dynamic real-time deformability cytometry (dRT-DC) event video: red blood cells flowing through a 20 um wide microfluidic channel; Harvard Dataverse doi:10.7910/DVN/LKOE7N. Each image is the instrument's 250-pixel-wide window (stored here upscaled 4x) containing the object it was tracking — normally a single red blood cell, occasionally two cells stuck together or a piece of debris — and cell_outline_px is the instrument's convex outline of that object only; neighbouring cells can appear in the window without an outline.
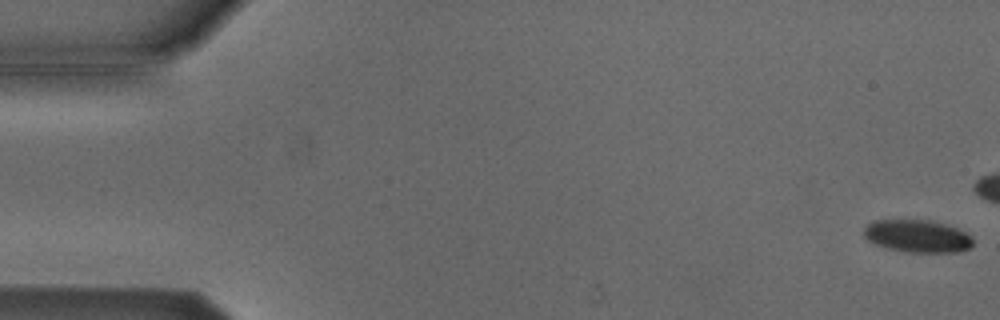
{"species": "Egyptian fruit bat (a non-hibernating species)", "species_latin": "Rousettus aegyptiacus", "temperature_condition": "cold", "stored_images_in_passage": 24, "camera_frame_rate_fps": 3000, "um_per_image_px": 0.085, "animal": {"sex": "male"}, "frame": {"image": 1, "passage_image": 1, "time_ms": 0.0, "image_size_px": [1000, 320], "cell_outline_px": [[972, 244], [968, 248], [960, 252], [904, 252], [888, 248], [876, 244], [868, 240], [864, 236], [864, 228], [868, 224], [876, 220], [932, 220], [956, 228], [972, 236]], "centroid_in_image_um": [77.98, 20.07], "position_along_channel_um": 7.0, "area_um2": 20.58}}
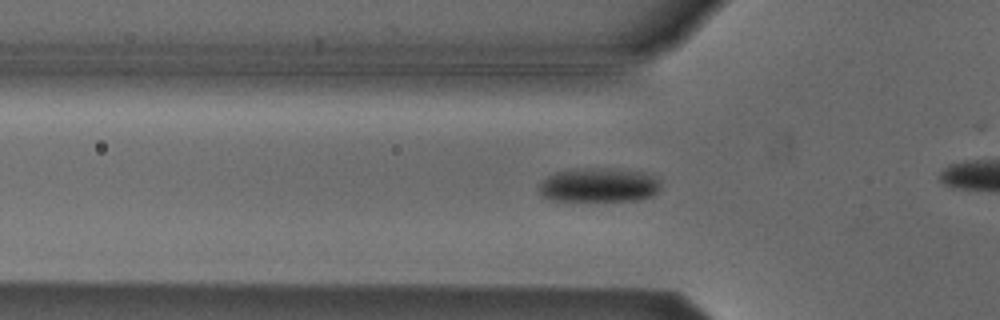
{"frame": {"image": 2, "passage_image": 18, "time_ms": 5.667, "image_size_px": [1000, 320], "cell_outline_px": [[660, 188], [652, 196], [640, 200], [548, 200], [540, 192], [540, 184], [548, 176], [556, 172], [588, 168], [604, 168], [644, 172], [660, 180]], "centroid_in_image_um": [50.94, 15.73], "position_along_channel_um": 74.9, "area_um2": 23.87}}
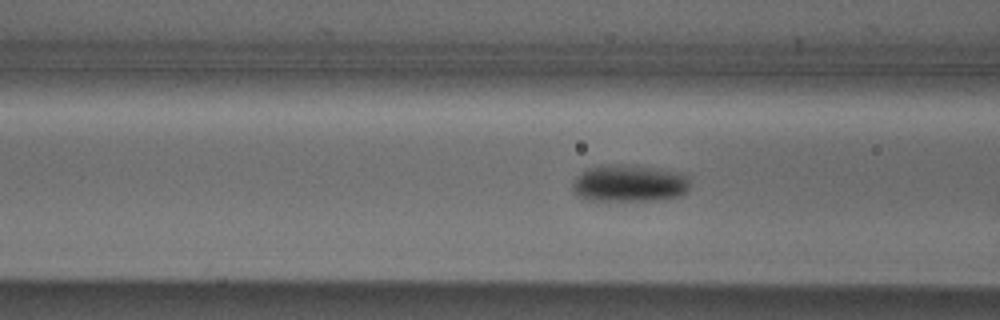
{"frame": {"image": 3, "passage_image": 21, "time_ms": 6.667, "image_size_px": [1000, 320], "cell_outline_px": [[692, 184], [688, 192], [680, 196], [656, 200], [592, 200], [580, 196], [572, 192], [572, 180], [580, 172], [588, 168], [608, 164], [628, 164], [656, 168], [676, 172], [688, 176]], "centroid_in_image_um": [53.51, 15.57], "position_along_channel_um": 113.1, "area_um2": 25.72}}